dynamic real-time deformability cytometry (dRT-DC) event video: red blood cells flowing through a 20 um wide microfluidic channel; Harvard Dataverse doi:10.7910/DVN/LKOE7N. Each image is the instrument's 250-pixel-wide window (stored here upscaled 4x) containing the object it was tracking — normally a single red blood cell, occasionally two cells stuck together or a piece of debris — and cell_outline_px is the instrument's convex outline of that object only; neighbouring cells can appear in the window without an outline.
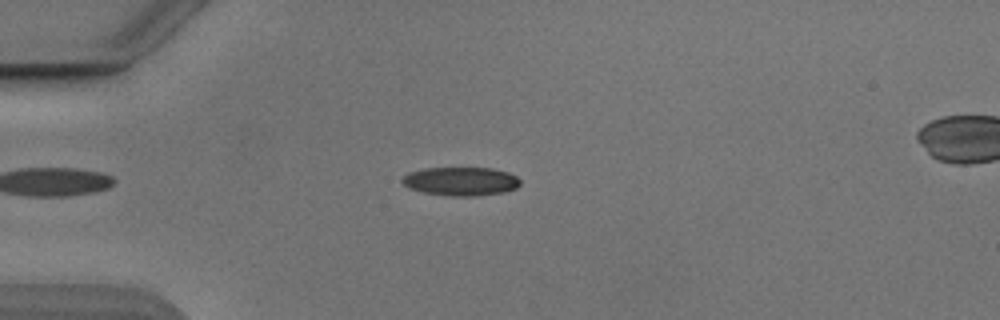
{"species": "Egyptian fruit bat (a non-hibernating species)", "species_latin": "Rousettus aegyptiacus", "temperature_condition": "cold", "stored_images_in_passage": 51, "camera_frame_rate_fps": 3000, "um_per_image_px": 0.085, "animal": {"sex": "male"}, "frame": {"image": 1, "passage_image": 12, "time_ms": 3.667, "image_size_px": [1000, 320], "cell_outline_px": [[520, 184], [516, 188], [504, 192], [476, 196], [448, 196], [424, 192], [408, 188], [400, 180], [408, 172], [424, 168], [492, 168], [508, 172], [516, 176], [520, 180]], "centroid_in_image_um": [39.16, 15.41], "position_along_channel_um": 45.8, "area_um2": 19.77}}
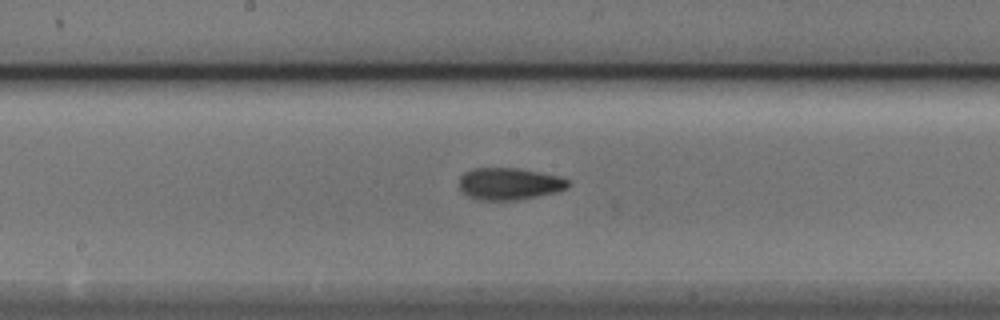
{"frame": {"image": 2, "passage_image": 26, "time_ms": 8.333, "image_size_px": [1000, 320], "cell_outline_px": [[568, 188], [556, 192], [516, 200], [480, 200], [468, 196], [460, 188], [460, 176], [464, 172], [476, 168], [516, 168], [556, 176], [568, 180]], "centroid_in_image_um": [43.25, 15.63], "position_along_channel_um": 204.9, "area_um2": 19.94}}
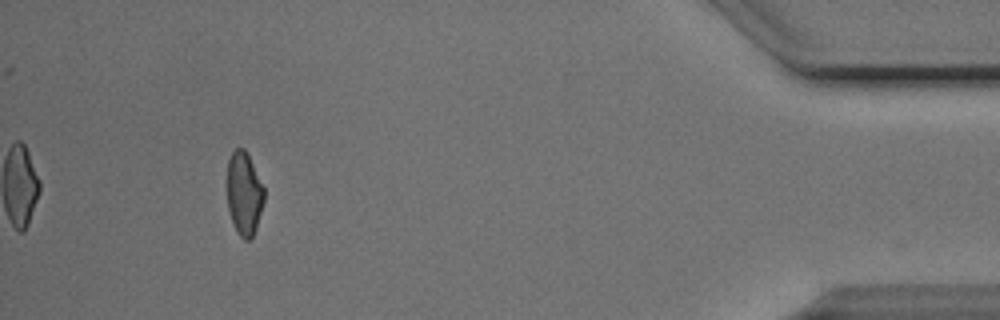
{"frame": {"image": 3, "passage_image": 47, "time_ms": 15.333, "image_size_px": [1000, 320], "cell_outline_px": [[264, 200], [256, 228], [252, 236], [248, 240], [244, 240], [240, 236], [232, 220], [228, 208], [228, 160], [232, 152], [236, 148], [244, 148], [248, 152], [264, 188]], "centroid_in_image_um": [20.76, 16.41], "position_along_channel_um": 414.4, "area_um2": 17.74}, "authors_computed_cell_mechanics": {"area_um2": 19.363, "velocity_mm_per_s": 3.8781, "shape_relaxation_time_tau1_ms": 4.3916, "shape_relaxation_time_tau2_ms": 3.3793, "deformation_change_tau1": 0.1293, "deformation_change_tau2": 0.0952}}